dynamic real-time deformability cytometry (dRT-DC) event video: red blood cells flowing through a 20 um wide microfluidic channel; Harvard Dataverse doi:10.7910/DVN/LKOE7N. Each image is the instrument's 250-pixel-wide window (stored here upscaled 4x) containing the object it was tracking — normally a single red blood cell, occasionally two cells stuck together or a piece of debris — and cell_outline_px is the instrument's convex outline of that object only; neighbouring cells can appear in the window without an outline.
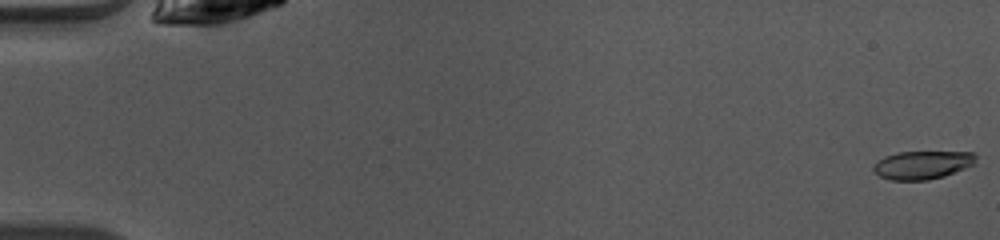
{"species": "common noctule bat (a hibernating species)", "species_latin": "Nyctalus noctula", "temperature_condition": "warm", "stored_images_in_passage": 49, "camera_frame_rate_fps": 3000, "um_per_image_px": 0.085, "animal": {"sex": "female", "body_mass_g": 10.0, "forearm_length_mm": 53.1}, "frame": {"image": 1, "passage_image": 1, "time_ms": 0.0, "image_size_px": [1000, 240], "cell_outline_px": [[976, 164], [944, 176], [928, 180], [892, 180], [880, 176], [872, 168], [884, 156], [896, 152], [972, 152], [976, 156]], "centroid_in_image_um": [78.44, 14.01], "position_along_channel_um": 6.6, "area_um2": 16.76}}
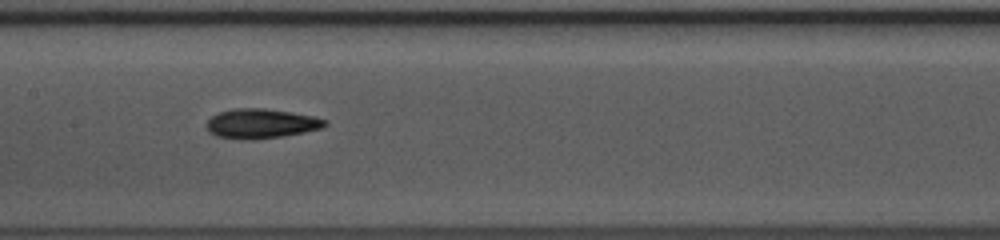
{"frame": {"image": 2, "passage_image": 25, "time_ms": 8.0, "image_size_px": [1000, 240], "cell_outline_px": [[328, 124], [320, 128], [304, 132], [284, 136], [256, 140], [244, 140], [216, 136], [208, 132], [204, 124], [212, 116], [220, 112], [232, 108], [264, 108], [292, 112], [312, 116], [328, 120]], "centroid_in_image_um": [22.16, 10.51], "position_along_channel_um": 185.2, "area_um2": 20.69}}
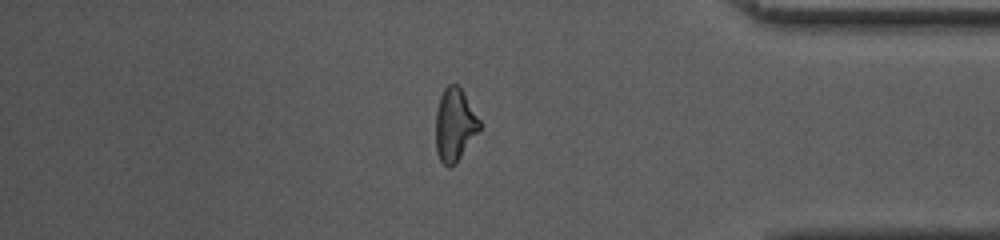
{"frame": {"image": 3, "passage_image": 42, "time_ms": 13.667, "image_size_px": [1000, 240], "cell_outline_px": [[480, 128], [456, 164], [448, 168], [440, 160], [436, 152], [436, 112], [440, 96], [444, 88], [448, 84], [456, 84], [460, 88], [480, 120]], "centroid_in_image_um": [38.63, 10.63], "position_along_channel_um": 396.6, "area_um2": 18.38}, "authors_computed_cell_mechanics": {"area_um2": 19.0162, "velocity_mm_per_s": 4.1182, "shape_relaxation_time_tau1_ms": 3.2389, "shape_relaxation_time_tau2_ms": 2.8506, "deformation_change_tau1": 0.1463, "deformation_change_tau2": 0.1125}}